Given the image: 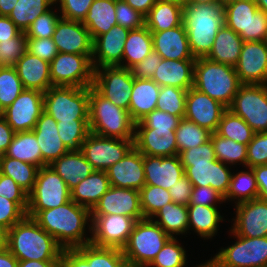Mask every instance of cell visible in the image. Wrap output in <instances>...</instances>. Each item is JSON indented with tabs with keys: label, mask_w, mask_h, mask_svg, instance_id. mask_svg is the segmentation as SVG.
Masks as SVG:
<instances>
[{
	"label": "cell",
	"mask_w": 267,
	"mask_h": 267,
	"mask_svg": "<svg viewBox=\"0 0 267 267\" xmlns=\"http://www.w3.org/2000/svg\"><path fill=\"white\" fill-rule=\"evenodd\" d=\"M33 219L63 249H75L91 241V235L86 230L91 234V210L73 200L56 208L41 210Z\"/></svg>",
	"instance_id": "1"
},
{
	"label": "cell",
	"mask_w": 267,
	"mask_h": 267,
	"mask_svg": "<svg viewBox=\"0 0 267 267\" xmlns=\"http://www.w3.org/2000/svg\"><path fill=\"white\" fill-rule=\"evenodd\" d=\"M7 249L18 260L61 261L63 248L37 222L25 216L7 231Z\"/></svg>",
	"instance_id": "2"
},
{
	"label": "cell",
	"mask_w": 267,
	"mask_h": 267,
	"mask_svg": "<svg viewBox=\"0 0 267 267\" xmlns=\"http://www.w3.org/2000/svg\"><path fill=\"white\" fill-rule=\"evenodd\" d=\"M183 24L194 58L207 57L218 31L225 25L224 6L221 3L184 5Z\"/></svg>",
	"instance_id": "3"
},
{
	"label": "cell",
	"mask_w": 267,
	"mask_h": 267,
	"mask_svg": "<svg viewBox=\"0 0 267 267\" xmlns=\"http://www.w3.org/2000/svg\"><path fill=\"white\" fill-rule=\"evenodd\" d=\"M235 67L207 57L194 63L193 87L229 108L241 86Z\"/></svg>",
	"instance_id": "4"
},
{
	"label": "cell",
	"mask_w": 267,
	"mask_h": 267,
	"mask_svg": "<svg viewBox=\"0 0 267 267\" xmlns=\"http://www.w3.org/2000/svg\"><path fill=\"white\" fill-rule=\"evenodd\" d=\"M89 127L100 136L134 140L135 122L129 111L103 97L93 86L89 87Z\"/></svg>",
	"instance_id": "5"
},
{
	"label": "cell",
	"mask_w": 267,
	"mask_h": 267,
	"mask_svg": "<svg viewBox=\"0 0 267 267\" xmlns=\"http://www.w3.org/2000/svg\"><path fill=\"white\" fill-rule=\"evenodd\" d=\"M170 238L152 219L137 221L122 249L128 267H147Z\"/></svg>",
	"instance_id": "6"
},
{
	"label": "cell",
	"mask_w": 267,
	"mask_h": 267,
	"mask_svg": "<svg viewBox=\"0 0 267 267\" xmlns=\"http://www.w3.org/2000/svg\"><path fill=\"white\" fill-rule=\"evenodd\" d=\"M43 110L56 122L89 120V87L52 86L44 92Z\"/></svg>",
	"instance_id": "7"
},
{
	"label": "cell",
	"mask_w": 267,
	"mask_h": 267,
	"mask_svg": "<svg viewBox=\"0 0 267 267\" xmlns=\"http://www.w3.org/2000/svg\"><path fill=\"white\" fill-rule=\"evenodd\" d=\"M71 200V191L64 180L50 167L38 169L33 190L28 194L27 216L39 211L56 208Z\"/></svg>",
	"instance_id": "8"
},
{
	"label": "cell",
	"mask_w": 267,
	"mask_h": 267,
	"mask_svg": "<svg viewBox=\"0 0 267 267\" xmlns=\"http://www.w3.org/2000/svg\"><path fill=\"white\" fill-rule=\"evenodd\" d=\"M225 25L243 41H264L267 35V13L254 0H239L224 6Z\"/></svg>",
	"instance_id": "9"
},
{
	"label": "cell",
	"mask_w": 267,
	"mask_h": 267,
	"mask_svg": "<svg viewBox=\"0 0 267 267\" xmlns=\"http://www.w3.org/2000/svg\"><path fill=\"white\" fill-rule=\"evenodd\" d=\"M94 68L92 55L58 53L50 62L53 86H93Z\"/></svg>",
	"instance_id": "10"
},
{
	"label": "cell",
	"mask_w": 267,
	"mask_h": 267,
	"mask_svg": "<svg viewBox=\"0 0 267 267\" xmlns=\"http://www.w3.org/2000/svg\"><path fill=\"white\" fill-rule=\"evenodd\" d=\"M228 109L255 133L267 132V85L242 84Z\"/></svg>",
	"instance_id": "11"
},
{
	"label": "cell",
	"mask_w": 267,
	"mask_h": 267,
	"mask_svg": "<svg viewBox=\"0 0 267 267\" xmlns=\"http://www.w3.org/2000/svg\"><path fill=\"white\" fill-rule=\"evenodd\" d=\"M229 233L237 241L214 255L223 267H267V237H241L231 230Z\"/></svg>",
	"instance_id": "12"
},
{
	"label": "cell",
	"mask_w": 267,
	"mask_h": 267,
	"mask_svg": "<svg viewBox=\"0 0 267 267\" xmlns=\"http://www.w3.org/2000/svg\"><path fill=\"white\" fill-rule=\"evenodd\" d=\"M133 76L130 69L105 66L94 69L93 87L116 106L129 111Z\"/></svg>",
	"instance_id": "13"
},
{
	"label": "cell",
	"mask_w": 267,
	"mask_h": 267,
	"mask_svg": "<svg viewBox=\"0 0 267 267\" xmlns=\"http://www.w3.org/2000/svg\"><path fill=\"white\" fill-rule=\"evenodd\" d=\"M90 243L107 248L122 250L137 222L124 215H91Z\"/></svg>",
	"instance_id": "14"
},
{
	"label": "cell",
	"mask_w": 267,
	"mask_h": 267,
	"mask_svg": "<svg viewBox=\"0 0 267 267\" xmlns=\"http://www.w3.org/2000/svg\"><path fill=\"white\" fill-rule=\"evenodd\" d=\"M133 147L134 140L108 138L90 132L80 150L95 170L106 171L120 161Z\"/></svg>",
	"instance_id": "15"
},
{
	"label": "cell",
	"mask_w": 267,
	"mask_h": 267,
	"mask_svg": "<svg viewBox=\"0 0 267 267\" xmlns=\"http://www.w3.org/2000/svg\"><path fill=\"white\" fill-rule=\"evenodd\" d=\"M44 92L24 89L16 100L3 110V118L15 132L32 131L44 111Z\"/></svg>",
	"instance_id": "16"
},
{
	"label": "cell",
	"mask_w": 267,
	"mask_h": 267,
	"mask_svg": "<svg viewBox=\"0 0 267 267\" xmlns=\"http://www.w3.org/2000/svg\"><path fill=\"white\" fill-rule=\"evenodd\" d=\"M231 231L248 238L267 237V201L256 198L235 205Z\"/></svg>",
	"instance_id": "17"
},
{
	"label": "cell",
	"mask_w": 267,
	"mask_h": 267,
	"mask_svg": "<svg viewBox=\"0 0 267 267\" xmlns=\"http://www.w3.org/2000/svg\"><path fill=\"white\" fill-rule=\"evenodd\" d=\"M235 70L241 84L267 85L266 43L244 41Z\"/></svg>",
	"instance_id": "18"
},
{
	"label": "cell",
	"mask_w": 267,
	"mask_h": 267,
	"mask_svg": "<svg viewBox=\"0 0 267 267\" xmlns=\"http://www.w3.org/2000/svg\"><path fill=\"white\" fill-rule=\"evenodd\" d=\"M228 108L194 87L187 90L184 118L207 128L212 133L217 131L219 122Z\"/></svg>",
	"instance_id": "19"
},
{
	"label": "cell",
	"mask_w": 267,
	"mask_h": 267,
	"mask_svg": "<svg viewBox=\"0 0 267 267\" xmlns=\"http://www.w3.org/2000/svg\"><path fill=\"white\" fill-rule=\"evenodd\" d=\"M124 215L137 221L145 219L140 207V193L136 189L111 186L91 210V215Z\"/></svg>",
	"instance_id": "20"
},
{
	"label": "cell",
	"mask_w": 267,
	"mask_h": 267,
	"mask_svg": "<svg viewBox=\"0 0 267 267\" xmlns=\"http://www.w3.org/2000/svg\"><path fill=\"white\" fill-rule=\"evenodd\" d=\"M130 29L120 25L113 26L107 33L93 40V68L105 66H121L125 41Z\"/></svg>",
	"instance_id": "21"
},
{
	"label": "cell",
	"mask_w": 267,
	"mask_h": 267,
	"mask_svg": "<svg viewBox=\"0 0 267 267\" xmlns=\"http://www.w3.org/2000/svg\"><path fill=\"white\" fill-rule=\"evenodd\" d=\"M52 38L60 53L80 55L93 53V39L80 21L60 18Z\"/></svg>",
	"instance_id": "22"
},
{
	"label": "cell",
	"mask_w": 267,
	"mask_h": 267,
	"mask_svg": "<svg viewBox=\"0 0 267 267\" xmlns=\"http://www.w3.org/2000/svg\"><path fill=\"white\" fill-rule=\"evenodd\" d=\"M110 185L140 190L145 185L143 154L133 147L120 161L107 170Z\"/></svg>",
	"instance_id": "23"
},
{
	"label": "cell",
	"mask_w": 267,
	"mask_h": 267,
	"mask_svg": "<svg viewBox=\"0 0 267 267\" xmlns=\"http://www.w3.org/2000/svg\"><path fill=\"white\" fill-rule=\"evenodd\" d=\"M145 185H153L169 190L185 176L179 155L159 157L143 155Z\"/></svg>",
	"instance_id": "24"
},
{
	"label": "cell",
	"mask_w": 267,
	"mask_h": 267,
	"mask_svg": "<svg viewBox=\"0 0 267 267\" xmlns=\"http://www.w3.org/2000/svg\"><path fill=\"white\" fill-rule=\"evenodd\" d=\"M134 147L143 155L159 157L178 155L175 129L135 128Z\"/></svg>",
	"instance_id": "25"
},
{
	"label": "cell",
	"mask_w": 267,
	"mask_h": 267,
	"mask_svg": "<svg viewBox=\"0 0 267 267\" xmlns=\"http://www.w3.org/2000/svg\"><path fill=\"white\" fill-rule=\"evenodd\" d=\"M231 168V166L215 160L184 167V172L193 186H210L225 196L231 182Z\"/></svg>",
	"instance_id": "26"
},
{
	"label": "cell",
	"mask_w": 267,
	"mask_h": 267,
	"mask_svg": "<svg viewBox=\"0 0 267 267\" xmlns=\"http://www.w3.org/2000/svg\"><path fill=\"white\" fill-rule=\"evenodd\" d=\"M153 50L163 59H195L189 45L184 24L160 32H151Z\"/></svg>",
	"instance_id": "27"
},
{
	"label": "cell",
	"mask_w": 267,
	"mask_h": 267,
	"mask_svg": "<svg viewBox=\"0 0 267 267\" xmlns=\"http://www.w3.org/2000/svg\"><path fill=\"white\" fill-rule=\"evenodd\" d=\"M32 131L36 135L42 153V160L47 165L69 151L60 139L56 120L46 112L41 113Z\"/></svg>",
	"instance_id": "28"
},
{
	"label": "cell",
	"mask_w": 267,
	"mask_h": 267,
	"mask_svg": "<svg viewBox=\"0 0 267 267\" xmlns=\"http://www.w3.org/2000/svg\"><path fill=\"white\" fill-rule=\"evenodd\" d=\"M196 59L171 60L163 59L158 62L152 80L160 87L174 86L189 90L193 87L194 63Z\"/></svg>",
	"instance_id": "29"
},
{
	"label": "cell",
	"mask_w": 267,
	"mask_h": 267,
	"mask_svg": "<svg viewBox=\"0 0 267 267\" xmlns=\"http://www.w3.org/2000/svg\"><path fill=\"white\" fill-rule=\"evenodd\" d=\"M14 67L24 89L46 92L53 86L50 78V63L27 51Z\"/></svg>",
	"instance_id": "30"
},
{
	"label": "cell",
	"mask_w": 267,
	"mask_h": 267,
	"mask_svg": "<svg viewBox=\"0 0 267 267\" xmlns=\"http://www.w3.org/2000/svg\"><path fill=\"white\" fill-rule=\"evenodd\" d=\"M49 166L64 180L70 191L81 180L96 171L94 166L86 160L81 150H69Z\"/></svg>",
	"instance_id": "31"
},
{
	"label": "cell",
	"mask_w": 267,
	"mask_h": 267,
	"mask_svg": "<svg viewBox=\"0 0 267 267\" xmlns=\"http://www.w3.org/2000/svg\"><path fill=\"white\" fill-rule=\"evenodd\" d=\"M160 88L152 79L133 77L129 115L135 123L156 109Z\"/></svg>",
	"instance_id": "32"
},
{
	"label": "cell",
	"mask_w": 267,
	"mask_h": 267,
	"mask_svg": "<svg viewBox=\"0 0 267 267\" xmlns=\"http://www.w3.org/2000/svg\"><path fill=\"white\" fill-rule=\"evenodd\" d=\"M111 187L106 171H95L71 190V200L92 210Z\"/></svg>",
	"instance_id": "33"
},
{
	"label": "cell",
	"mask_w": 267,
	"mask_h": 267,
	"mask_svg": "<svg viewBox=\"0 0 267 267\" xmlns=\"http://www.w3.org/2000/svg\"><path fill=\"white\" fill-rule=\"evenodd\" d=\"M188 233L194 230L200 238L212 239L218 233L220 222V206L188 205Z\"/></svg>",
	"instance_id": "34"
},
{
	"label": "cell",
	"mask_w": 267,
	"mask_h": 267,
	"mask_svg": "<svg viewBox=\"0 0 267 267\" xmlns=\"http://www.w3.org/2000/svg\"><path fill=\"white\" fill-rule=\"evenodd\" d=\"M244 41L239 34L224 25L217 33L212 50L207 58L217 63L235 67L238 63Z\"/></svg>",
	"instance_id": "35"
},
{
	"label": "cell",
	"mask_w": 267,
	"mask_h": 267,
	"mask_svg": "<svg viewBox=\"0 0 267 267\" xmlns=\"http://www.w3.org/2000/svg\"><path fill=\"white\" fill-rule=\"evenodd\" d=\"M116 0H94L82 24L88 29L92 39L107 33L117 25Z\"/></svg>",
	"instance_id": "36"
},
{
	"label": "cell",
	"mask_w": 267,
	"mask_h": 267,
	"mask_svg": "<svg viewBox=\"0 0 267 267\" xmlns=\"http://www.w3.org/2000/svg\"><path fill=\"white\" fill-rule=\"evenodd\" d=\"M183 24V6L158 1L145 16V26L151 32H160Z\"/></svg>",
	"instance_id": "37"
},
{
	"label": "cell",
	"mask_w": 267,
	"mask_h": 267,
	"mask_svg": "<svg viewBox=\"0 0 267 267\" xmlns=\"http://www.w3.org/2000/svg\"><path fill=\"white\" fill-rule=\"evenodd\" d=\"M5 155L33 164L38 168L47 165L42 160V153L33 131L15 132Z\"/></svg>",
	"instance_id": "38"
},
{
	"label": "cell",
	"mask_w": 267,
	"mask_h": 267,
	"mask_svg": "<svg viewBox=\"0 0 267 267\" xmlns=\"http://www.w3.org/2000/svg\"><path fill=\"white\" fill-rule=\"evenodd\" d=\"M153 50L151 31L146 27L130 30L124 45L122 67L130 69Z\"/></svg>",
	"instance_id": "39"
},
{
	"label": "cell",
	"mask_w": 267,
	"mask_h": 267,
	"mask_svg": "<svg viewBox=\"0 0 267 267\" xmlns=\"http://www.w3.org/2000/svg\"><path fill=\"white\" fill-rule=\"evenodd\" d=\"M151 219L172 238L188 233V208L185 205L168 203Z\"/></svg>",
	"instance_id": "40"
},
{
	"label": "cell",
	"mask_w": 267,
	"mask_h": 267,
	"mask_svg": "<svg viewBox=\"0 0 267 267\" xmlns=\"http://www.w3.org/2000/svg\"><path fill=\"white\" fill-rule=\"evenodd\" d=\"M246 170L232 173L228 191L224 196L225 203L236 200V205L258 198V186L253 169L246 167Z\"/></svg>",
	"instance_id": "41"
},
{
	"label": "cell",
	"mask_w": 267,
	"mask_h": 267,
	"mask_svg": "<svg viewBox=\"0 0 267 267\" xmlns=\"http://www.w3.org/2000/svg\"><path fill=\"white\" fill-rule=\"evenodd\" d=\"M38 167L7 157L5 154L0 156V173L11 177L28 194L33 190Z\"/></svg>",
	"instance_id": "42"
},
{
	"label": "cell",
	"mask_w": 267,
	"mask_h": 267,
	"mask_svg": "<svg viewBox=\"0 0 267 267\" xmlns=\"http://www.w3.org/2000/svg\"><path fill=\"white\" fill-rule=\"evenodd\" d=\"M53 6L54 0H18L8 17L22 32H26L38 16Z\"/></svg>",
	"instance_id": "43"
},
{
	"label": "cell",
	"mask_w": 267,
	"mask_h": 267,
	"mask_svg": "<svg viewBox=\"0 0 267 267\" xmlns=\"http://www.w3.org/2000/svg\"><path fill=\"white\" fill-rule=\"evenodd\" d=\"M210 139L218 161L233 167L243 164L246 168L247 145L224 138L216 132L211 134Z\"/></svg>",
	"instance_id": "44"
},
{
	"label": "cell",
	"mask_w": 267,
	"mask_h": 267,
	"mask_svg": "<svg viewBox=\"0 0 267 267\" xmlns=\"http://www.w3.org/2000/svg\"><path fill=\"white\" fill-rule=\"evenodd\" d=\"M216 133L224 138L248 145L255 131L240 116L227 109L219 122Z\"/></svg>",
	"instance_id": "45"
},
{
	"label": "cell",
	"mask_w": 267,
	"mask_h": 267,
	"mask_svg": "<svg viewBox=\"0 0 267 267\" xmlns=\"http://www.w3.org/2000/svg\"><path fill=\"white\" fill-rule=\"evenodd\" d=\"M212 132L194 122L182 118L175 129L178 154L192 147H197L210 140Z\"/></svg>",
	"instance_id": "46"
},
{
	"label": "cell",
	"mask_w": 267,
	"mask_h": 267,
	"mask_svg": "<svg viewBox=\"0 0 267 267\" xmlns=\"http://www.w3.org/2000/svg\"><path fill=\"white\" fill-rule=\"evenodd\" d=\"M140 207L145 219H151L164 205L173 202L169 190L144 185L140 190Z\"/></svg>",
	"instance_id": "47"
},
{
	"label": "cell",
	"mask_w": 267,
	"mask_h": 267,
	"mask_svg": "<svg viewBox=\"0 0 267 267\" xmlns=\"http://www.w3.org/2000/svg\"><path fill=\"white\" fill-rule=\"evenodd\" d=\"M60 139L68 150H80L90 133L89 120L57 122Z\"/></svg>",
	"instance_id": "48"
},
{
	"label": "cell",
	"mask_w": 267,
	"mask_h": 267,
	"mask_svg": "<svg viewBox=\"0 0 267 267\" xmlns=\"http://www.w3.org/2000/svg\"><path fill=\"white\" fill-rule=\"evenodd\" d=\"M187 90L174 86H162L159 91L156 109L184 118Z\"/></svg>",
	"instance_id": "49"
},
{
	"label": "cell",
	"mask_w": 267,
	"mask_h": 267,
	"mask_svg": "<svg viewBox=\"0 0 267 267\" xmlns=\"http://www.w3.org/2000/svg\"><path fill=\"white\" fill-rule=\"evenodd\" d=\"M177 236L170 238L147 267H186L187 252Z\"/></svg>",
	"instance_id": "50"
},
{
	"label": "cell",
	"mask_w": 267,
	"mask_h": 267,
	"mask_svg": "<svg viewBox=\"0 0 267 267\" xmlns=\"http://www.w3.org/2000/svg\"><path fill=\"white\" fill-rule=\"evenodd\" d=\"M23 90L15 67L0 66V107L6 109Z\"/></svg>",
	"instance_id": "51"
},
{
	"label": "cell",
	"mask_w": 267,
	"mask_h": 267,
	"mask_svg": "<svg viewBox=\"0 0 267 267\" xmlns=\"http://www.w3.org/2000/svg\"><path fill=\"white\" fill-rule=\"evenodd\" d=\"M60 267H96V245L88 243L75 249H63Z\"/></svg>",
	"instance_id": "52"
},
{
	"label": "cell",
	"mask_w": 267,
	"mask_h": 267,
	"mask_svg": "<svg viewBox=\"0 0 267 267\" xmlns=\"http://www.w3.org/2000/svg\"><path fill=\"white\" fill-rule=\"evenodd\" d=\"M54 6L45 13L38 16L30 27L26 30V38H52L55 32L57 22L61 18L60 13L55 11ZM58 12V13H57Z\"/></svg>",
	"instance_id": "53"
},
{
	"label": "cell",
	"mask_w": 267,
	"mask_h": 267,
	"mask_svg": "<svg viewBox=\"0 0 267 267\" xmlns=\"http://www.w3.org/2000/svg\"><path fill=\"white\" fill-rule=\"evenodd\" d=\"M25 32H20L12 39L0 41V66L14 67L27 51Z\"/></svg>",
	"instance_id": "54"
},
{
	"label": "cell",
	"mask_w": 267,
	"mask_h": 267,
	"mask_svg": "<svg viewBox=\"0 0 267 267\" xmlns=\"http://www.w3.org/2000/svg\"><path fill=\"white\" fill-rule=\"evenodd\" d=\"M180 120L178 116L154 109L136 122L135 128L176 129Z\"/></svg>",
	"instance_id": "55"
},
{
	"label": "cell",
	"mask_w": 267,
	"mask_h": 267,
	"mask_svg": "<svg viewBox=\"0 0 267 267\" xmlns=\"http://www.w3.org/2000/svg\"><path fill=\"white\" fill-rule=\"evenodd\" d=\"M178 155L183 167H189L192 166V164L208 163V161L217 160L211 139L202 145L184 150Z\"/></svg>",
	"instance_id": "56"
},
{
	"label": "cell",
	"mask_w": 267,
	"mask_h": 267,
	"mask_svg": "<svg viewBox=\"0 0 267 267\" xmlns=\"http://www.w3.org/2000/svg\"><path fill=\"white\" fill-rule=\"evenodd\" d=\"M267 165V132L255 133L247 145L246 167Z\"/></svg>",
	"instance_id": "57"
},
{
	"label": "cell",
	"mask_w": 267,
	"mask_h": 267,
	"mask_svg": "<svg viewBox=\"0 0 267 267\" xmlns=\"http://www.w3.org/2000/svg\"><path fill=\"white\" fill-rule=\"evenodd\" d=\"M115 14L117 24L122 27L136 30L145 26V16L134 10L124 0H116Z\"/></svg>",
	"instance_id": "58"
},
{
	"label": "cell",
	"mask_w": 267,
	"mask_h": 267,
	"mask_svg": "<svg viewBox=\"0 0 267 267\" xmlns=\"http://www.w3.org/2000/svg\"><path fill=\"white\" fill-rule=\"evenodd\" d=\"M93 1L94 0H54V6L59 5L58 8L61 18L82 22Z\"/></svg>",
	"instance_id": "59"
},
{
	"label": "cell",
	"mask_w": 267,
	"mask_h": 267,
	"mask_svg": "<svg viewBox=\"0 0 267 267\" xmlns=\"http://www.w3.org/2000/svg\"><path fill=\"white\" fill-rule=\"evenodd\" d=\"M0 196L16 202L26 213L28 208V193L11 177L0 173Z\"/></svg>",
	"instance_id": "60"
},
{
	"label": "cell",
	"mask_w": 267,
	"mask_h": 267,
	"mask_svg": "<svg viewBox=\"0 0 267 267\" xmlns=\"http://www.w3.org/2000/svg\"><path fill=\"white\" fill-rule=\"evenodd\" d=\"M26 215L16 202L0 196V226L4 229L8 231Z\"/></svg>",
	"instance_id": "61"
},
{
	"label": "cell",
	"mask_w": 267,
	"mask_h": 267,
	"mask_svg": "<svg viewBox=\"0 0 267 267\" xmlns=\"http://www.w3.org/2000/svg\"><path fill=\"white\" fill-rule=\"evenodd\" d=\"M27 52L51 62L59 53L53 38H27Z\"/></svg>",
	"instance_id": "62"
},
{
	"label": "cell",
	"mask_w": 267,
	"mask_h": 267,
	"mask_svg": "<svg viewBox=\"0 0 267 267\" xmlns=\"http://www.w3.org/2000/svg\"><path fill=\"white\" fill-rule=\"evenodd\" d=\"M223 202L224 196L210 186H193L188 205L218 206Z\"/></svg>",
	"instance_id": "63"
},
{
	"label": "cell",
	"mask_w": 267,
	"mask_h": 267,
	"mask_svg": "<svg viewBox=\"0 0 267 267\" xmlns=\"http://www.w3.org/2000/svg\"><path fill=\"white\" fill-rule=\"evenodd\" d=\"M96 267H128L122 250L96 246Z\"/></svg>",
	"instance_id": "64"
},
{
	"label": "cell",
	"mask_w": 267,
	"mask_h": 267,
	"mask_svg": "<svg viewBox=\"0 0 267 267\" xmlns=\"http://www.w3.org/2000/svg\"><path fill=\"white\" fill-rule=\"evenodd\" d=\"M161 60V55L152 50L146 58L130 68L132 76L136 79H152Z\"/></svg>",
	"instance_id": "65"
},
{
	"label": "cell",
	"mask_w": 267,
	"mask_h": 267,
	"mask_svg": "<svg viewBox=\"0 0 267 267\" xmlns=\"http://www.w3.org/2000/svg\"><path fill=\"white\" fill-rule=\"evenodd\" d=\"M193 185L186 176L179 179L175 185L169 189L172 201L176 204L188 206L192 194Z\"/></svg>",
	"instance_id": "66"
},
{
	"label": "cell",
	"mask_w": 267,
	"mask_h": 267,
	"mask_svg": "<svg viewBox=\"0 0 267 267\" xmlns=\"http://www.w3.org/2000/svg\"><path fill=\"white\" fill-rule=\"evenodd\" d=\"M258 186V198L267 201V165L252 168Z\"/></svg>",
	"instance_id": "67"
},
{
	"label": "cell",
	"mask_w": 267,
	"mask_h": 267,
	"mask_svg": "<svg viewBox=\"0 0 267 267\" xmlns=\"http://www.w3.org/2000/svg\"><path fill=\"white\" fill-rule=\"evenodd\" d=\"M20 32L21 30L9 17L0 16V41L12 39Z\"/></svg>",
	"instance_id": "68"
},
{
	"label": "cell",
	"mask_w": 267,
	"mask_h": 267,
	"mask_svg": "<svg viewBox=\"0 0 267 267\" xmlns=\"http://www.w3.org/2000/svg\"><path fill=\"white\" fill-rule=\"evenodd\" d=\"M15 131L4 118L0 120V156L4 155L12 142Z\"/></svg>",
	"instance_id": "69"
},
{
	"label": "cell",
	"mask_w": 267,
	"mask_h": 267,
	"mask_svg": "<svg viewBox=\"0 0 267 267\" xmlns=\"http://www.w3.org/2000/svg\"><path fill=\"white\" fill-rule=\"evenodd\" d=\"M124 1L128 3L134 10L140 12L144 16L148 14V12L157 2V0H124Z\"/></svg>",
	"instance_id": "70"
},
{
	"label": "cell",
	"mask_w": 267,
	"mask_h": 267,
	"mask_svg": "<svg viewBox=\"0 0 267 267\" xmlns=\"http://www.w3.org/2000/svg\"><path fill=\"white\" fill-rule=\"evenodd\" d=\"M61 261L18 260V267H60Z\"/></svg>",
	"instance_id": "71"
},
{
	"label": "cell",
	"mask_w": 267,
	"mask_h": 267,
	"mask_svg": "<svg viewBox=\"0 0 267 267\" xmlns=\"http://www.w3.org/2000/svg\"><path fill=\"white\" fill-rule=\"evenodd\" d=\"M0 267H18V259L8 250L0 252Z\"/></svg>",
	"instance_id": "72"
},
{
	"label": "cell",
	"mask_w": 267,
	"mask_h": 267,
	"mask_svg": "<svg viewBox=\"0 0 267 267\" xmlns=\"http://www.w3.org/2000/svg\"><path fill=\"white\" fill-rule=\"evenodd\" d=\"M18 0H0V16L8 17Z\"/></svg>",
	"instance_id": "73"
},
{
	"label": "cell",
	"mask_w": 267,
	"mask_h": 267,
	"mask_svg": "<svg viewBox=\"0 0 267 267\" xmlns=\"http://www.w3.org/2000/svg\"><path fill=\"white\" fill-rule=\"evenodd\" d=\"M7 249V230L0 226V252Z\"/></svg>",
	"instance_id": "74"
},
{
	"label": "cell",
	"mask_w": 267,
	"mask_h": 267,
	"mask_svg": "<svg viewBox=\"0 0 267 267\" xmlns=\"http://www.w3.org/2000/svg\"><path fill=\"white\" fill-rule=\"evenodd\" d=\"M216 3H220V0H184V5L216 4Z\"/></svg>",
	"instance_id": "75"
},
{
	"label": "cell",
	"mask_w": 267,
	"mask_h": 267,
	"mask_svg": "<svg viewBox=\"0 0 267 267\" xmlns=\"http://www.w3.org/2000/svg\"><path fill=\"white\" fill-rule=\"evenodd\" d=\"M194 267H223L214 257H211L208 261L200 263Z\"/></svg>",
	"instance_id": "76"
},
{
	"label": "cell",
	"mask_w": 267,
	"mask_h": 267,
	"mask_svg": "<svg viewBox=\"0 0 267 267\" xmlns=\"http://www.w3.org/2000/svg\"><path fill=\"white\" fill-rule=\"evenodd\" d=\"M259 10L267 13V0H254Z\"/></svg>",
	"instance_id": "77"
},
{
	"label": "cell",
	"mask_w": 267,
	"mask_h": 267,
	"mask_svg": "<svg viewBox=\"0 0 267 267\" xmlns=\"http://www.w3.org/2000/svg\"><path fill=\"white\" fill-rule=\"evenodd\" d=\"M158 1L173 2V3L179 4L181 6H184V0H158Z\"/></svg>",
	"instance_id": "78"
},
{
	"label": "cell",
	"mask_w": 267,
	"mask_h": 267,
	"mask_svg": "<svg viewBox=\"0 0 267 267\" xmlns=\"http://www.w3.org/2000/svg\"><path fill=\"white\" fill-rule=\"evenodd\" d=\"M239 0H220V3L225 6V5H228L230 3H233V2H237Z\"/></svg>",
	"instance_id": "79"
},
{
	"label": "cell",
	"mask_w": 267,
	"mask_h": 267,
	"mask_svg": "<svg viewBox=\"0 0 267 267\" xmlns=\"http://www.w3.org/2000/svg\"><path fill=\"white\" fill-rule=\"evenodd\" d=\"M3 118V109L0 107V120Z\"/></svg>",
	"instance_id": "80"
}]
</instances>
